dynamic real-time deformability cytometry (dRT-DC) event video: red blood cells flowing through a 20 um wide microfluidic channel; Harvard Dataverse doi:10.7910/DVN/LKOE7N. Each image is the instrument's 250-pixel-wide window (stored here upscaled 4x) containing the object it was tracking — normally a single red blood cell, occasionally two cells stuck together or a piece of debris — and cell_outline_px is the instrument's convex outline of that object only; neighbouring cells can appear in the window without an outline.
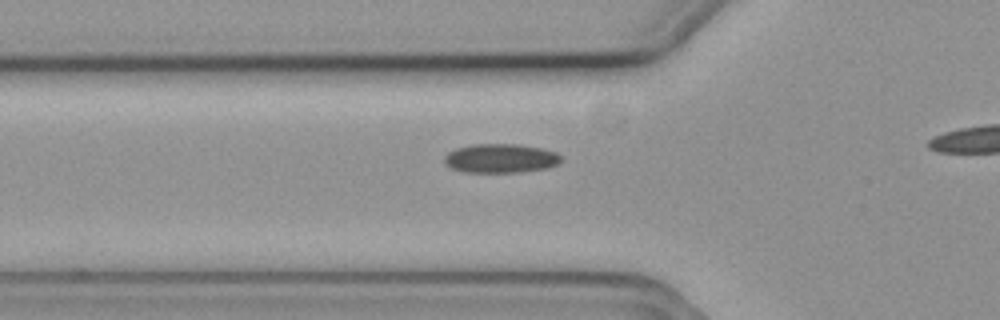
{"species": "common noctule bat (a hibernating species)", "species_latin": "Nyctalus noctula", "temperature_condition": "cold", "stored_images_in_passage": 28, "camera_frame_rate_fps": 3000, "um_per_image_px": 0.085, "animal": {"sex": "female", "body_mass_g": 19.3, "forearm_length_mm": 54.1}, "frame": {"image": 1, "passage_image": 2, "time_ms": 0.333, "image_size_px": [1000, 320], "cell_outline_px": [[560, 160], [556, 164], [548, 168], [516, 172], [464, 172], [452, 168], [444, 164], [444, 156], [448, 152], [456, 148], [472, 144], [516, 144], [540, 148], [556, 152], [560, 156]], "centroid_in_image_um": [42.5, 13.45], "position_along_channel_um": 83.3, "area_um2": 19.65}}
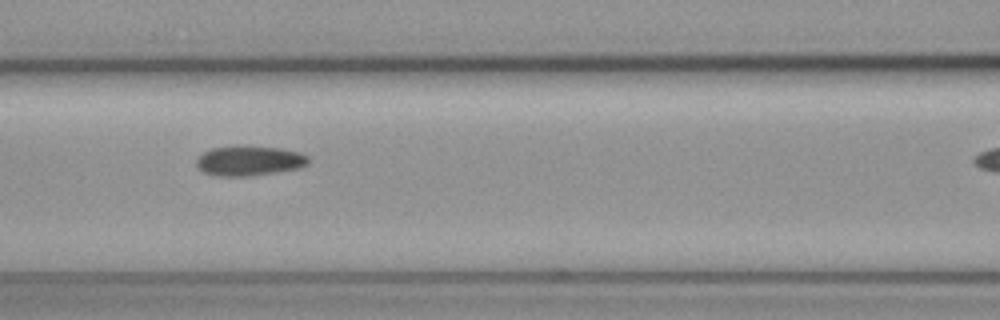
{"frame": {"image": 2, "passage_image": 7, "time_ms": 2.0, "image_size_px": [1000, 320], "cell_outline_px": [[308, 164], [300, 168], [276, 172], [244, 176], [216, 176], [204, 172], [196, 168], [196, 160], [204, 152], [212, 148], [280, 148], [300, 152], [308, 156]], "centroid_in_image_um": [21.19, 13.7], "position_along_channel_um": 145.4, "area_um2": 18.84}}
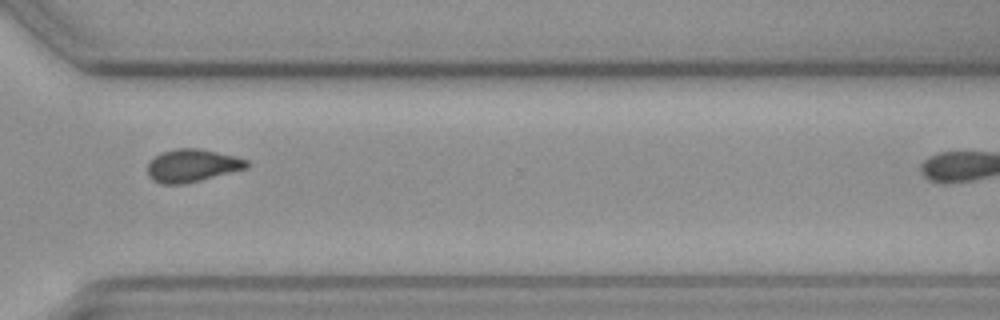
{"frame": {"image": 3, "passage_image": 24, "time_ms": 7.667, "image_size_px": [1000, 320], "cell_outline_px": [[248, 168], [184, 184], [160, 184], [152, 180], [148, 176], [148, 164], [156, 156], [164, 152], [176, 148], [200, 148], [248, 160]], "centroid_in_image_um": [16.32, 14.08], "position_along_channel_um": 354.3, "area_um2": 18.73}}